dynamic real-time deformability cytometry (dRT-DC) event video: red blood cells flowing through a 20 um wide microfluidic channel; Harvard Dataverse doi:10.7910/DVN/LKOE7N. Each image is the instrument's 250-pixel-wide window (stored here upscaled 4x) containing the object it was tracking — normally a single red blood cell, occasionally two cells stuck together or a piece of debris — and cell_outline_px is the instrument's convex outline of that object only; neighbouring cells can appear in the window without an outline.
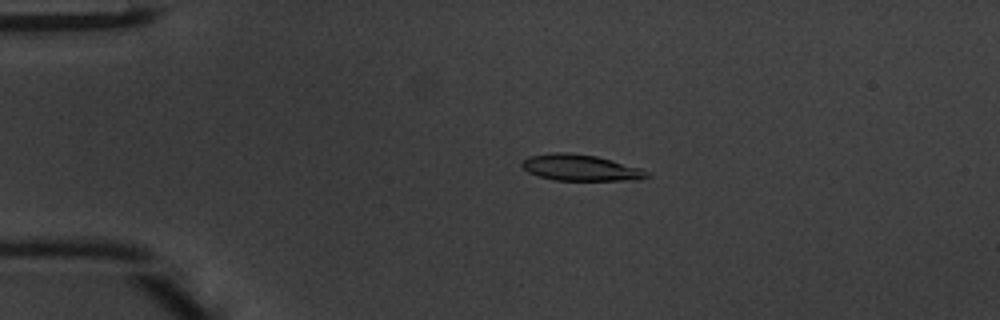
{"species": "common noctule bat (a hibernating species)", "species_latin": "Nyctalus noctula", "temperature_condition": "warm", "stored_images_in_passage": 48, "camera_frame_rate_fps": 3000, "um_per_image_px": 0.085, "animal": {"sex": "male", "body_mass_g": 20.1, "forearm_length_mm": 53.5}, "frame": {"image": 1, "passage_image": 11, "time_ms": 3.333, "image_size_px": [1000, 320], "cell_outline_px": [[652, 176], [640, 180], [556, 180], [540, 176], [528, 172], [520, 164], [528, 156], [556, 152], [568, 152], [596, 156], [612, 160], [640, 168], [648, 172]], "centroid_in_image_um": [49.37, 14.25], "position_along_channel_um": 35.6, "area_um2": 19.02}}
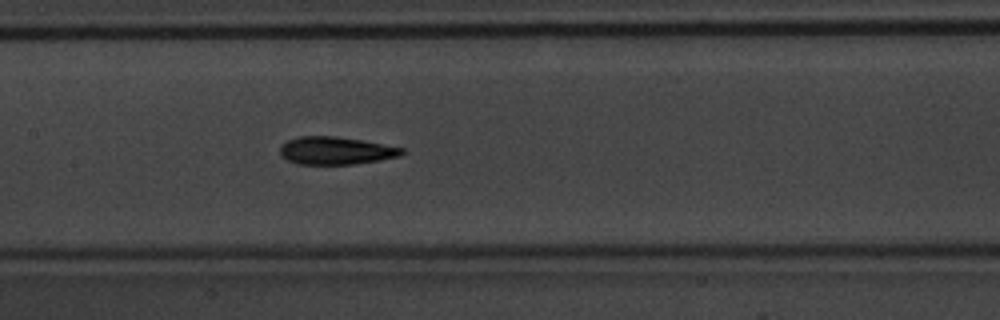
{"frame": {"image": 2, "passage_image": 24, "time_ms": 7.667, "image_size_px": [1000, 320], "cell_outline_px": [[404, 152], [400, 156], [380, 160], [352, 164], [296, 164], [280, 156], [280, 144], [288, 140], [300, 136], [336, 136], [360, 140], [404, 148]], "centroid_in_image_um": [28.5, 12.8], "position_along_channel_um": 178.9, "area_um2": 19.65}}
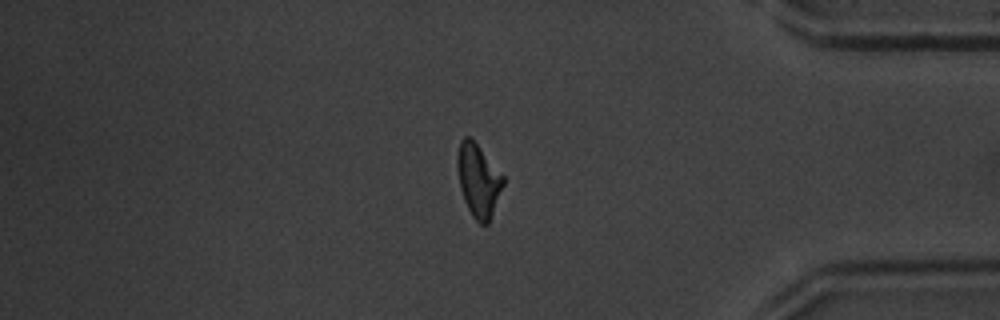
{"frame": {"image": 3, "passage_image": 41, "time_ms": 13.333, "image_size_px": [1000, 320], "cell_outline_px": [[504, 184], [488, 224], [480, 224], [472, 216], [464, 200], [460, 188], [456, 164], [456, 156], [460, 140], [464, 136], [472, 136], [504, 176]], "centroid_in_image_um": [40.64, 15.27], "position_along_channel_um": 394.6, "area_um2": 19.77}, "authors_computed_cell_mechanics": {"area_um2": 19.074, "velocity_mm_per_s": 4.2641, "shape_relaxation_time_tau1_ms": 4.1379, "shape_relaxation_time_tau2_ms": 2.7199, "deformation_change_tau1": 0.1735, "deformation_change_tau2": 0.1055}}